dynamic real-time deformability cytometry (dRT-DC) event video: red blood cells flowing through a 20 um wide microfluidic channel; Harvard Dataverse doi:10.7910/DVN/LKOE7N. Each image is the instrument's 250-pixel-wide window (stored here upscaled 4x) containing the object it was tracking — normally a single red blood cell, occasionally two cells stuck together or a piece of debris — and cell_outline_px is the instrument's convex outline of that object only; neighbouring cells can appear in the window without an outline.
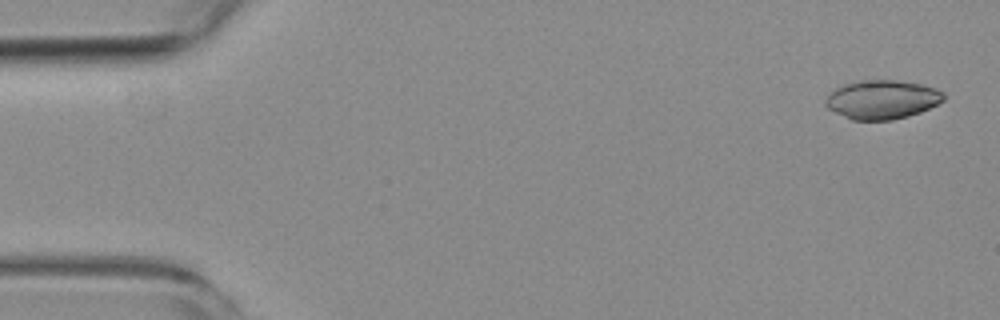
{"species": "common noctule bat (a hibernating species)", "species_latin": "Nyctalus noctula", "temperature_condition": "room temperature", "stored_images_in_passage": 5, "camera_frame_rate_fps": 3000, "um_per_image_px": 0.085, "animal": {"sex": "female", "body_mass_g": 19.3, "forearm_length_mm": 54.1}, "frame": {"image": 1, "passage_image": 1, "time_ms": 0.0, "image_size_px": [1000, 320], "cell_outline_px": [[944, 100], [920, 112], [908, 116], [892, 120], [852, 120], [828, 108], [824, 104], [824, 100], [836, 88], [844, 84], [860, 80], [896, 80], [920, 84], [936, 88], [944, 92]], "centroid_in_image_um": [74.98, 8.46], "position_along_channel_um": 10.0, "area_um2": 26.65}}
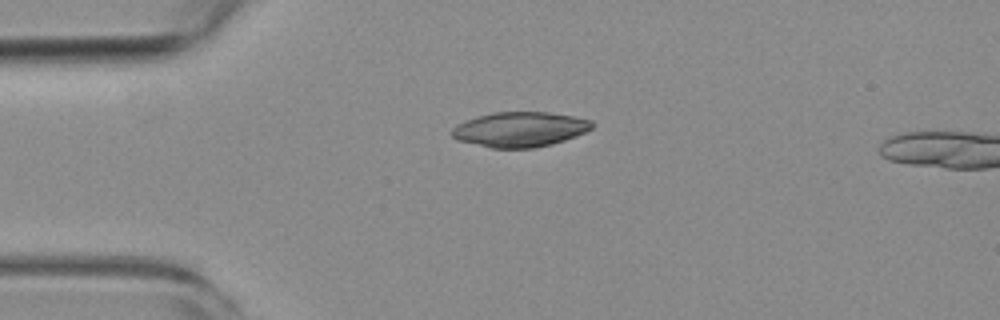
{"frame": {"image": 2, "passage_image": 4, "time_ms": 3.667, "image_size_px": [1000, 320], "cell_outline_px": [[592, 128], [576, 136], [552, 144], [532, 148], [492, 148], [460, 140], [452, 136], [452, 128], [476, 116], [492, 112], [548, 112], [572, 116], [592, 120]], "centroid_in_image_um": [44.22, 10.99], "position_along_channel_um": 40.8, "area_um2": 28.21}}